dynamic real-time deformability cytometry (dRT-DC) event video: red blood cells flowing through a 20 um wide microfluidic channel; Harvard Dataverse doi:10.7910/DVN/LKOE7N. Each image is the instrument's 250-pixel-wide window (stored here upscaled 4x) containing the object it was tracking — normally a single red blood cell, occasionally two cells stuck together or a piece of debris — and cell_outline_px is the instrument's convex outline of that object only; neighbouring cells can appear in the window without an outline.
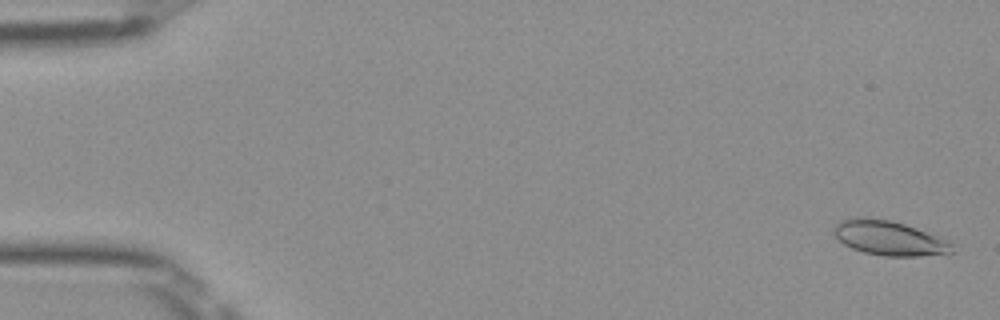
{"species": "Egyptian fruit bat (a non-hibernating species)", "species_latin": "Rousettus aegyptiacus", "temperature_condition": "room temperature", "stored_images_in_passage": 52, "camera_frame_rate_fps": 3000, "um_per_image_px": 0.085, "frame": {"image": 1, "passage_image": 2, "time_ms": 0.333, "image_size_px": [1000, 320], "cell_outline_px": [[952, 252], [920, 256], [884, 256], [864, 252], [852, 248], [844, 244], [832, 232], [832, 228], [840, 220], [888, 220], [904, 224], [952, 240]], "centroid_in_image_um": [75.64, 20.28], "position_along_channel_um": 9.4, "area_um2": 23.18}}
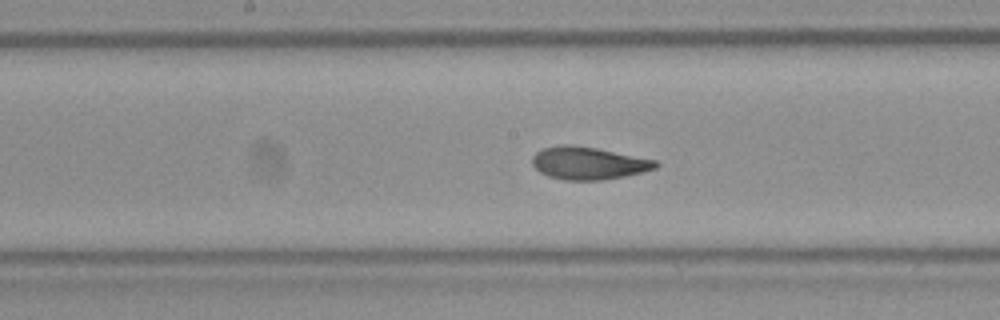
{"frame": {"image": 2, "passage_image": 27, "time_ms": 8.667, "image_size_px": [1000, 320], "cell_outline_px": [[660, 164], [656, 168], [624, 176], [604, 180], [564, 180], [548, 176], [540, 172], [532, 164], [532, 156], [536, 152], [544, 148], [560, 144], [572, 144], [596, 148], [656, 160]], "centroid_in_image_um": [49.99, 13.86], "position_along_channel_um": 198.2, "area_um2": 23.41}}
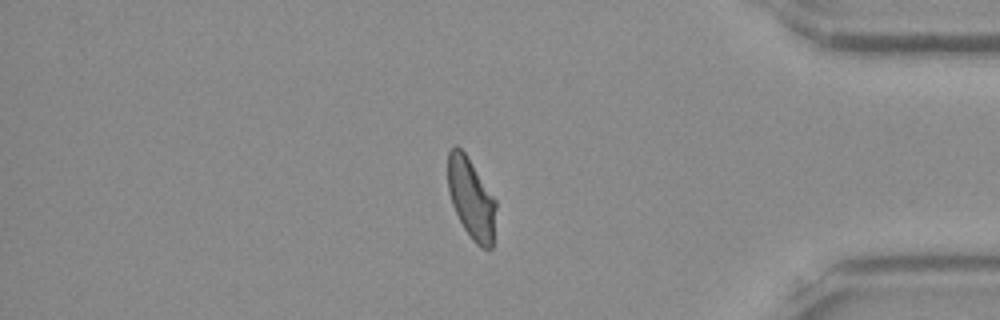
{"frame": {"image": 3, "passage_image": 44, "time_ms": 14.333, "image_size_px": [1000, 320], "cell_outline_px": [[496, 208], [492, 248], [480, 248], [472, 240], [464, 228], [452, 204], [448, 192], [448, 152], [456, 144], [464, 152], [496, 200]], "centroid_in_image_um": [40.05, 16.89], "position_along_channel_um": 395.2, "area_um2": 22.37}, "authors_computed_cell_mechanics": {"area_um2": 23.2934, "velocity_mm_per_s": 3.9773, "shape_relaxation_time_tau1_ms": 6.999, "shape_relaxation_time_tau2_ms": 1.5805, "deformation_change_tau1": 0.1762, "deformation_change_tau2": 0.0802}}